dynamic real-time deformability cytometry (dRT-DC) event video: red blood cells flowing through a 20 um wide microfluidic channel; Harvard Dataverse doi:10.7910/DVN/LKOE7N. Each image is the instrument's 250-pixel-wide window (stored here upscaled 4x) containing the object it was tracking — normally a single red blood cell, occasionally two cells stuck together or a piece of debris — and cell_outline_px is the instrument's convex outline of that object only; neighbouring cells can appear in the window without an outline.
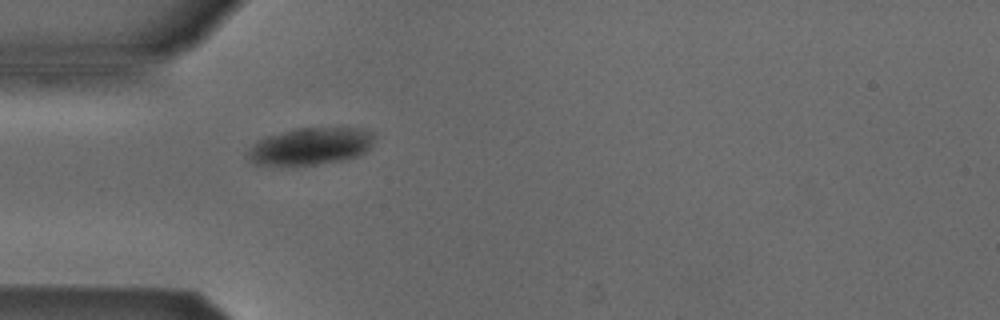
{"species": "Egyptian fruit bat (a non-hibernating species)", "species_latin": "Rousettus aegyptiacus", "temperature_condition": "cold", "stored_images_in_passage": 1, "camera_frame_rate_fps": 3000, "um_per_image_px": 0.085, "animal": {"sex": "male"}, "frame": {"image": 1, "passage_image": 1, "time_ms": 0.0, "image_size_px": [1000, 320], "cell_outline_px": [[376, 136], [372, 144], [364, 152], [356, 156], [344, 160], [316, 164], [256, 164], [252, 160], [248, 152], [260, 140], [268, 136], [296, 128], [364, 128], [372, 132]], "centroid_in_image_um": [26.51, 12.41], "position_along_channel_um": 58.5, "area_um2": 26.65}}